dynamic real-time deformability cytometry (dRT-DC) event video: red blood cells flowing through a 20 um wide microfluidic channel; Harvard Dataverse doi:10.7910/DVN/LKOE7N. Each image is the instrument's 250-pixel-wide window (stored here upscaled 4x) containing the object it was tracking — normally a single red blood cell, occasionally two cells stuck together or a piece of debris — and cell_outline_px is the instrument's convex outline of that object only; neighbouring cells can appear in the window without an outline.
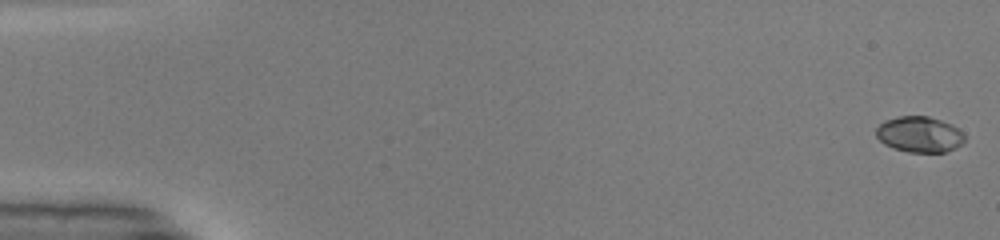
{"species": "common noctule bat (a hibernating species)", "species_latin": "Nyctalus noctula", "temperature_condition": "warm", "stored_images_in_passage": 12, "camera_frame_rate_fps": 3000, "um_per_image_px": 0.085, "animal": {"sex": "male", "body_mass_g": 19.0, "forearm_length_mm": 50.8}, "frame": {"image": 1, "passage_image": 1, "time_ms": 0.0, "image_size_px": [1000, 240], "cell_outline_px": [[964, 140], [960, 144], [944, 152], [908, 152], [892, 148], [884, 144], [876, 136], [876, 128], [884, 120], [900, 116], [928, 116], [952, 124], [964, 132]], "centroid_in_image_um": [78.13, 11.41], "position_along_channel_um": 6.9, "area_um2": 18.44}}